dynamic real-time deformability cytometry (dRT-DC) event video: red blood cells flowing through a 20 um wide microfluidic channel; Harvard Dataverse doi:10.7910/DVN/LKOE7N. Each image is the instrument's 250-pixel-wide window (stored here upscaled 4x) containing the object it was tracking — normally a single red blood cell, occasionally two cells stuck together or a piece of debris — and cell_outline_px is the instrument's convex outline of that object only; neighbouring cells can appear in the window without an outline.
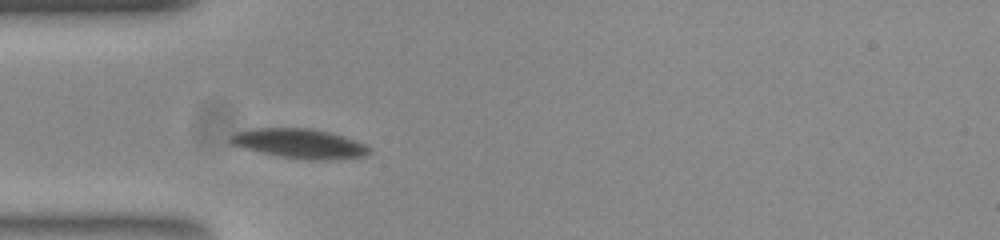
{"species": "common noctule bat (a hibernating species)", "species_latin": "Nyctalus noctula", "temperature_condition": "room temperature", "stored_images_in_passage": 40, "camera_frame_rate_fps": 3000, "um_per_image_px": 0.085, "animal": {"sex": "female", "body_mass_g": 23.0, "forearm_length_mm": 53.4}, "frame": {"image": 1, "passage_image": 1, "time_ms": 0.0, "image_size_px": [1000, 240], "cell_outline_px": [[368, 152], [364, 156], [328, 160], [308, 160], [280, 156], [232, 144], [228, 140], [232, 136], [240, 132], [252, 128], [308, 128], [328, 132], [364, 144], [368, 148]], "centroid_in_image_um": [25.46, 12.2], "position_along_channel_um": 59.5, "area_um2": 23.06}}
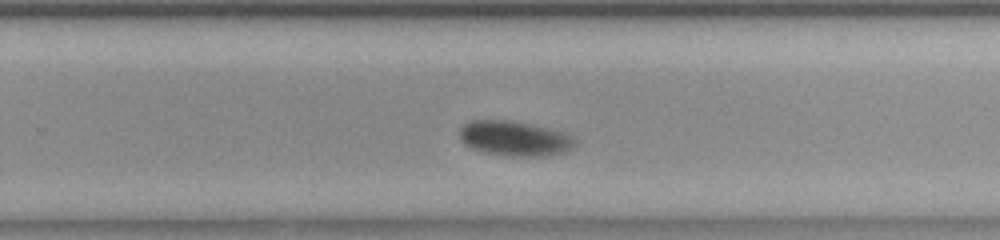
{"frame": {"image": 2, "passage_image": 20, "time_ms": 6.333, "image_size_px": [1000, 240], "cell_outline_px": [[572, 144], [564, 152], [548, 156], [512, 156], [488, 152], [472, 148], [460, 136], [460, 128], [468, 120], [504, 120], [528, 124], [544, 128], [572, 136]], "centroid_in_image_um": [43.67, 11.76], "position_along_channel_um": 286.1, "area_um2": 22.48}}
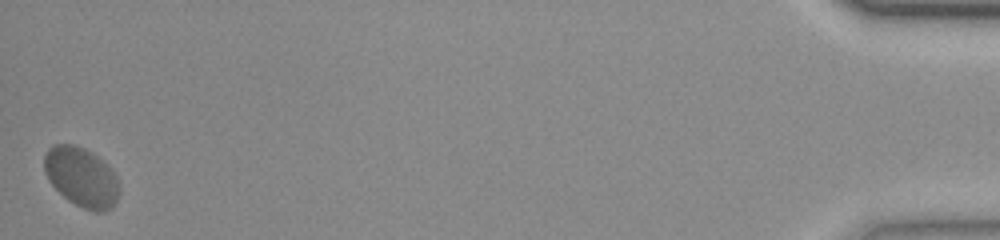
{"frame": {"image": 3, "passage_image": 40, "time_ms": 13.0, "image_size_px": [1000, 240], "cell_outline_px": [[116, 200], [112, 208], [104, 212], [96, 212], [84, 208], [68, 200], [48, 180], [44, 172], [44, 156], [48, 148], [52, 144], [72, 144], [84, 148], [96, 156], [116, 176]], "centroid_in_image_um": [6.86, 15.05], "position_along_channel_um": 428.3, "area_um2": 25.37}, "authors_computed_cell_mechanics": {"area_um2": 23.1778, "velocity_mm_per_s": 3.6202, "shape_relaxation_time_tau1_ms": 3.9237, "shape_relaxation_time_tau2_ms": null, "deformation_change_tau1": 0.1368, "deformation_change_tau2": null}}